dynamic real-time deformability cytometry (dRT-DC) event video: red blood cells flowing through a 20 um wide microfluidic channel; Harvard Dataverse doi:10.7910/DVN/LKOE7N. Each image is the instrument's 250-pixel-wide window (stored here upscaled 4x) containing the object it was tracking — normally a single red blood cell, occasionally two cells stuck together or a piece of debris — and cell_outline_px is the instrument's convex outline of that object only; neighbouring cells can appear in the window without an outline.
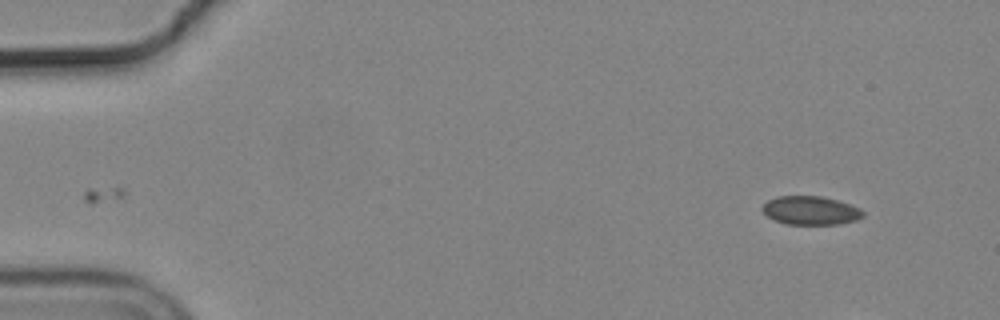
{"species": "common noctule bat (a hibernating species)", "species_latin": "Nyctalus noctula", "temperature_condition": "cold", "stored_images_in_passage": 10, "camera_frame_rate_fps": 3000, "um_per_image_px": 0.085, "animal": {"sex": "male", "body_mass_g": 19.2, "forearm_length_mm": 51.8}, "frame": {"image": 1, "passage_image": 1, "time_ms": 0.0, "image_size_px": [1000, 320], "cell_outline_px": [[864, 216], [856, 220], [840, 224], [788, 224], [776, 220], [768, 216], [760, 208], [768, 200], [776, 196], [820, 196], [836, 200], [860, 208], [864, 212]], "centroid_in_image_um": [68.9, 17.89], "position_along_channel_um": 16.1, "area_um2": 16.65}}